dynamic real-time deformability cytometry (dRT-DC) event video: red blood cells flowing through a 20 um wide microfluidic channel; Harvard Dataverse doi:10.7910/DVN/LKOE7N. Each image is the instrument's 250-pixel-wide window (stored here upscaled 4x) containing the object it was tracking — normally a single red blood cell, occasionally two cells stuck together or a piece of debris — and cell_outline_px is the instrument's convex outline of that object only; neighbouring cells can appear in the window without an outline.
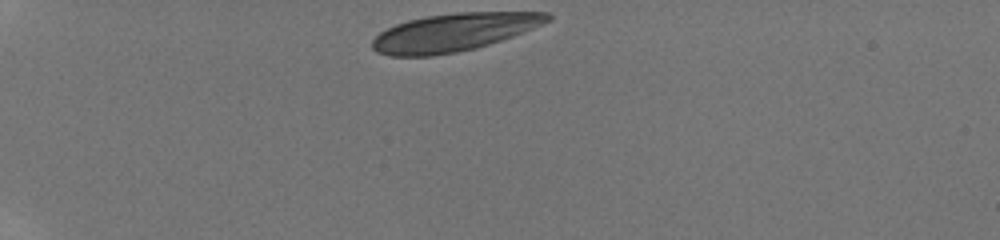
{"species": "human", "species_latin": "Homo sapiens", "temperature_condition": "room temperature", "stored_images_in_passage": 44, "camera_frame_rate_fps": 3000, "um_per_image_px": 0.085, "donor": {"sex": "male"}, "frame": {"image": 1, "passage_image": 1, "time_ms": 0.0, "image_size_px": [1000, 240], "cell_outline_px": [[552, 20], [524, 32], [476, 48], [456, 52], [432, 56], [392, 56], [376, 52], [372, 48], [372, 40], [380, 32], [396, 24], [408, 20], [428, 16], [456, 12], [548, 12], [552, 16]], "centroid_in_image_um": [38.58, 2.74], "position_along_channel_um": 46.4, "area_um2": 38.55}}
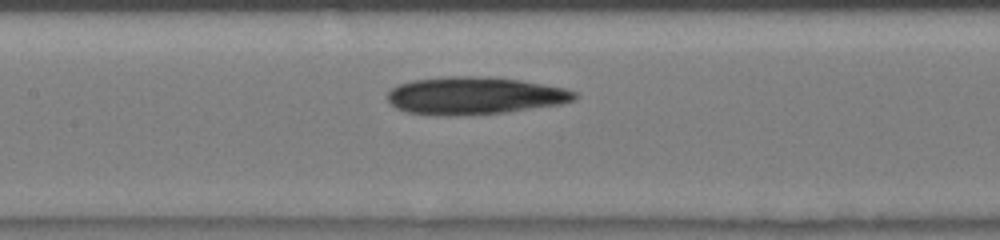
{"frame": {"image": 2, "passage_image": 19, "time_ms": 4.333, "image_size_px": [1000, 240], "cell_outline_px": [[580, 96], [576, 100], [560, 104], [508, 112], [456, 116], [444, 116], [408, 112], [396, 108], [388, 100], [388, 92], [392, 88], [400, 84], [412, 80], [444, 76], [484, 76], [520, 80], [564, 88], [576, 92]], "centroid_in_image_um": [40.36, 8.13], "position_along_channel_um": 167.0, "area_um2": 41.1}}
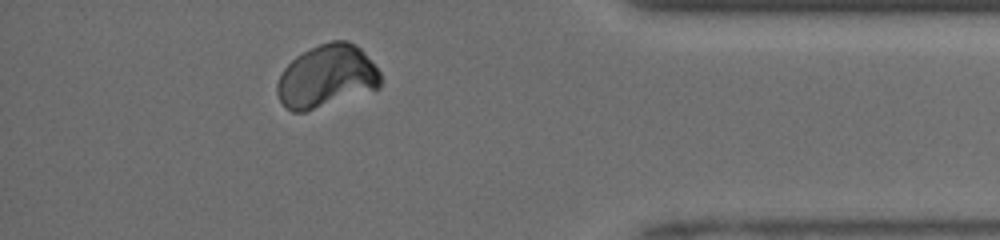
{"frame": {"image": 3, "passage_image": 38, "time_ms": 10.667, "image_size_px": [1000, 240], "cell_outline_px": [[380, 88], [304, 112], [292, 112], [284, 108], [276, 92], [276, 84], [284, 68], [296, 56], [320, 44], [332, 40], [348, 40], [356, 44], [364, 52], [380, 72]], "centroid_in_image_um": [27.75, 6.49], "position_along_channel_um": 407.4, "area_um2": 37.69}, "authors_computed_cell_mechanics": {"area_um2": 38.8127, "velocity_mm_per_s": 4.1324, "shape_relaxation_time_tau1_ms": 5.0552, "shape_relaxation_time_tau2_ms": null, "deformation_change_tau1": 0.0625, "deformation_change_tau2": null}}